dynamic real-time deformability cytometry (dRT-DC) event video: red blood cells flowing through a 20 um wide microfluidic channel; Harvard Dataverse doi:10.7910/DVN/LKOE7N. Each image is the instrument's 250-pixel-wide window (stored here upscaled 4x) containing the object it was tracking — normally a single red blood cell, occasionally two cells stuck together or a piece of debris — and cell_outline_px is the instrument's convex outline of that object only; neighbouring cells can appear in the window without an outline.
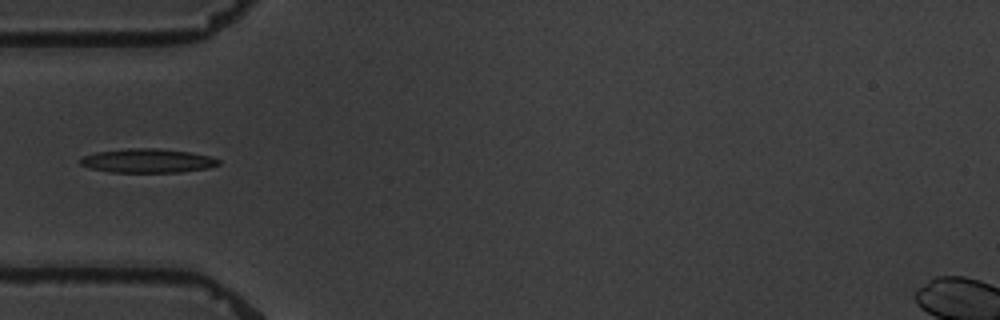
{"species": "common noctule bat (a hibernating species)", "species_latin": "Nyctalus noctula", "temperature_condition": "warm", "stored_images_in_passage": 13, "camera_frame_rate_fps": 3000, "um_per_image_px": 0.085, "animal": {"sex": "male", "body_mass_g": 19.5, "forearm_length_mm": 54.6}, "frame": {"image": 1, "passage_image": 3, "time_ms": 3.333, "image_size_px": [1000, 320], "cell_outline_px": [[220, 164], [208, 168], [180, 172], [108, 172], [92, 168], [80, 164], [80, 160], [84, 156], [96, 152], [128, 148], [156, 148], [188, 152], [208, 156], [220, 160]], "centroid_in_image_um": [12.54, 13.66], "position_along_channel_um": 72.5, "area_um2": 19.13}}
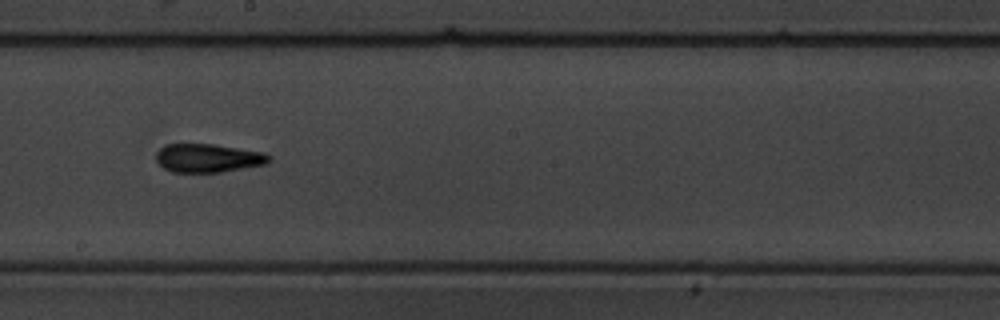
{"frame": {"image": 2, "passage_image": 7, "time_ms": 8.0, "image_size_px": [1000, 320], "cell_outline_px": [[272, 156], [264, 164], [220, 172], [172, 172], [164, 168], [156, 160], [156, 152], [164, 144], [212, 144], [264, 152]], "centroid_in_image_um": [17.64, 13.43], "position_along_channel_um": 230.6, "area_um2": 18.61}}
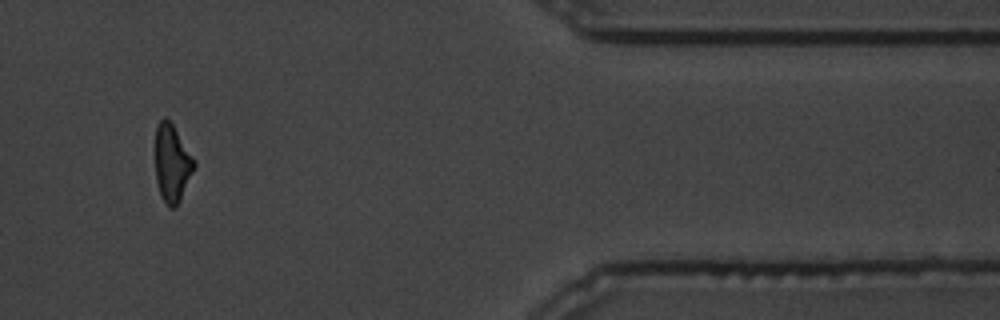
{"frame": {"image": 3, "passage_image": 12, "time_ms": 14.0, "image_size_px": [1000, 320], "cell_outline_px": [[196, 164], [180, 200], [176, 208], [168, 208], [160, 196], [156, 180], [156, 128], [160, 120], [164, 116], [172, 124], [196, 160]], "centroid_in_image_um": [14.63, 13.91], "position_along_channel_um": 396.8, "area_um2": 17.51}, "authors_computed_cell_mechanics": {"area_um2": 18.207, "velocity_mm_per_s": 3.3844, "shape_relaxation_time_tau1_ms": null, "shape_relaxation_time_tau2_ms": 6.517, "deformation_change_tau1": null, "deformation_change_tau2": 0.1583}}